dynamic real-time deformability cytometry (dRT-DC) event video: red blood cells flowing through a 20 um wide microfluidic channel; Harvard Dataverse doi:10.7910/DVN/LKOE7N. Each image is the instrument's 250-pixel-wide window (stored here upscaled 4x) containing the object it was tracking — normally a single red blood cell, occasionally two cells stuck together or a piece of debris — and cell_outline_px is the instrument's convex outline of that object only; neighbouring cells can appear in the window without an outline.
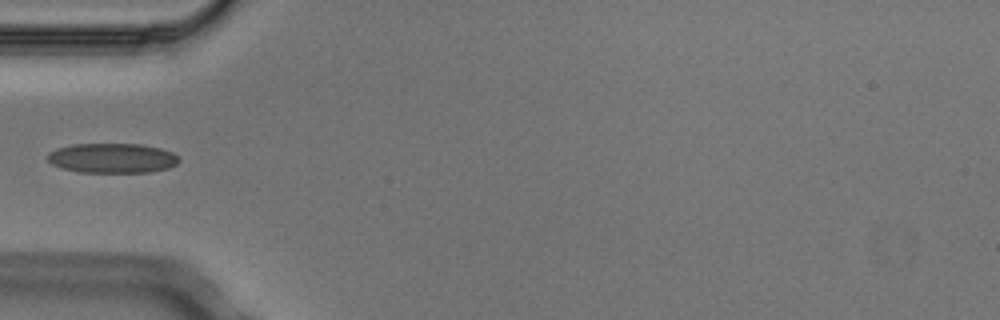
{"species": "Egyptian fruit bat (a non-hibernating species)", "species_latin": "Rousettus aegyptiacus", "temperature_condition": "cold", "stored_images_in_passage": 5, "camera_frame_rate_fps": 3000, "um_per_image_px": 0.085, "animal": {"sex": "male"}, "frame": {"image": 1, "passage_image": 5, "time_ms": 1.333, "image_size_px": [1000, 320], "cell_outline_px": [[180, 160], [176, 164], [168, 168], [148, 172], [80, 172], [60, 168], [52, 164], [48, 160], [48, 152], [56, 148], [72, 144], [140, 144], [160, 148], [172, 152]], "centroid_in_image_um": [9.51, 13.44], "position_along_channel_um": 75.5, "area_um2": 22.77}}